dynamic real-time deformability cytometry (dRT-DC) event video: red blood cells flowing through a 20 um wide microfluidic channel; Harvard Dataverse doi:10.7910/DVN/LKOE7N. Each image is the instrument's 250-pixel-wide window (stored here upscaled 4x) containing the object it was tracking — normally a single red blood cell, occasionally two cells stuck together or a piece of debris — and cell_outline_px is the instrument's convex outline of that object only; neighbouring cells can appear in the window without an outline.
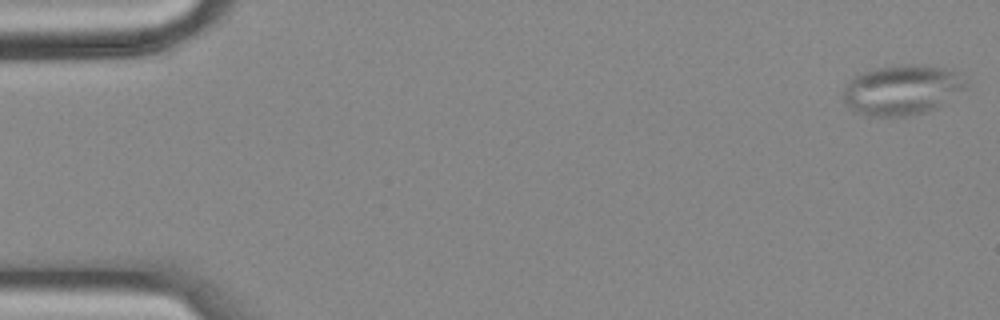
{"species": "common noctule bat (a hibernating species)", "species_latin": "Nyctalus noctula", "temperature_condition": "cold", "stored_images_in_passage": 56, "camera_frame_rate_fps": 3000, "um_per_image_px": 0.085, "animal": {"sex": "female", "body_mass_g": 18.4}, "frame": {"image": 1, "passage_image": 1, "time_ms": 0.0, "image_size_px": [1000, 320], "cell_outline_px": [[968, 84], [964, 88], [936, 108], [924, 112], [908, 116], [864, 116], [848, 108], [844, 104], [840, 92], [856, 76], [880, 68], [904, 64], [912, 64], [944, 68], [952, 72], [964, 80]], "centroid_in_image_um": [76.59, 7.68], "position_along_channel_um": 8.4, "area_um2": 35.14}}
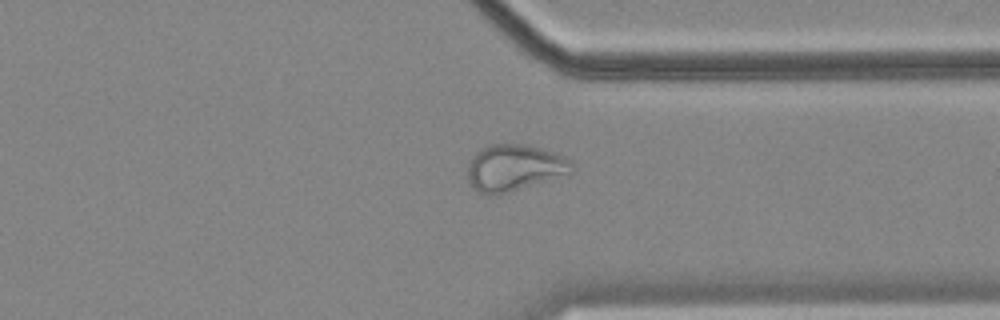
{"frame": {"image": 2, "passage_image": 43, "time_ms": 14.0, "image_size_px": [1000, 320], "cell_outline_px": [[572, 172], [488, 196], [472, 188], [468, 180], [468, 164], [472, 156], [476, 152], [488, 144], [528, 144], [564, 156], [572, 160]], "centroid_in_image_um": [43.66, 14.21], "position_along_channel_um": 367.7, "area_um2": 27.51}}
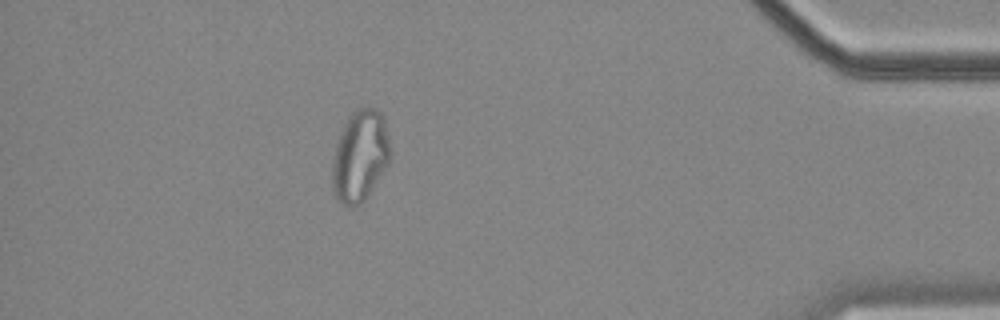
{"frame": {"image": 3, "passage_image": 50, "time_ms": 16.333, "image_size_px": [1000, 320], "cell_outline_px": [[388, 164], [364, 200], [360, 204], [352, 208], [348, 208], [340, 204], [336, 200], [332, 188], [332, 156], [336, 144], [344, 124], [348, 116], [356, 108], [376, 108], [380, 112], [384, 120], [388, 136]], "centroid_in_image_um": [30.54, 13.29], "position_along_channel_um": 404.7, "area_um2": 30.81}, "authors_computed_cell_mechanics": {"area_um2": 29.4202, "velocity_mm_per_s": 3.5528, "shape_relaxation_time_tau1_ms": null, "shape_relaxation_time_tau2_ms": 2.9386, "deformation_change_tau1": null, "deformation_change_tau2": 0.0823}}